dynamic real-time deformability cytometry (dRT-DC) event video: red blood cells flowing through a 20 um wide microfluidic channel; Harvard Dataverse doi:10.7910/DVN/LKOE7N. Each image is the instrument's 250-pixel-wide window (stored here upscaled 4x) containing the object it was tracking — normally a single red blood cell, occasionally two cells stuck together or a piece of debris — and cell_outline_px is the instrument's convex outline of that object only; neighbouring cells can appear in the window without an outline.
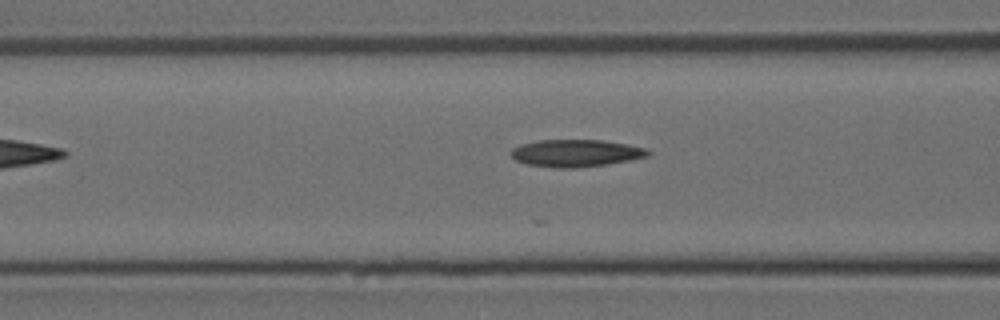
{"species": "Egyptian fruit bat (a non-hibernating species)", "species_latin": "Rousettus aegyptiacus", "temperature_condition": "room temperature", "stored_images_in_passage": 4, "camera_frame_rate_fps": 3000, "um_per_image_px": 0.085, "animal": {"sex": "female"}, "frame": {"image": 1, "passage_image": 4, "time_ms": 1.0, "image_size_px": [1000, 320], "cell_outline_px": [[652, 152], [648, 156], [608, 164], [572, 168], [556, 168], [524, 164], [516, 160], [512, 156], [512, 148], [520, 144], [536, 140], [604, 140], [628, 144], [648, 148]], "centroid_in_image_um": [48.96, 13.01], "position_along_channel_um": 117.6, "area_um2": 21.91}}